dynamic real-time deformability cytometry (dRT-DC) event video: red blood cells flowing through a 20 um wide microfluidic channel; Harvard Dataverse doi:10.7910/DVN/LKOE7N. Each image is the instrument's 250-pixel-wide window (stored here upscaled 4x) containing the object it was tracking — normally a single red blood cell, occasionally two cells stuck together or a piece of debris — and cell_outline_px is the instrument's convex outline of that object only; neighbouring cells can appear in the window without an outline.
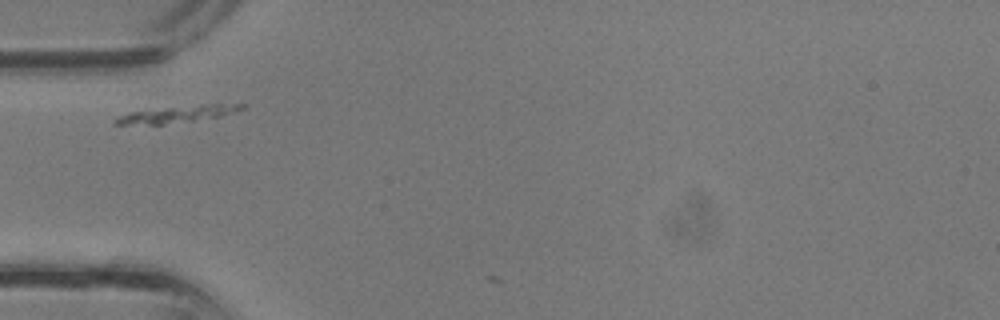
{"species": "common noctule bat (a hibernating species)", "species_latin": "Nyctalus noctula", "temperature_condition": "room temperature", "stored_images_in_passage": 2, "camera_frame_rate_fps": 3000, "um_per_image_px": 0.085, "animal": {"sex": "male", "body_mass_g": 13.3}, "frame": {"image": 1, "passage_image": 1, "time_ms": 0.0, "image_size_px": [1000, 320], "cell_outline_px": [[244, 108], [220, 116], [164, 124], [112, 124], [112, 120], [120, 116], [132, 112], [204, 104], [244, 104]], "centroid_in_image_um": [15.05, 9.71], "position_along_channel_um": 70.0, "area_um2": 11.62}}